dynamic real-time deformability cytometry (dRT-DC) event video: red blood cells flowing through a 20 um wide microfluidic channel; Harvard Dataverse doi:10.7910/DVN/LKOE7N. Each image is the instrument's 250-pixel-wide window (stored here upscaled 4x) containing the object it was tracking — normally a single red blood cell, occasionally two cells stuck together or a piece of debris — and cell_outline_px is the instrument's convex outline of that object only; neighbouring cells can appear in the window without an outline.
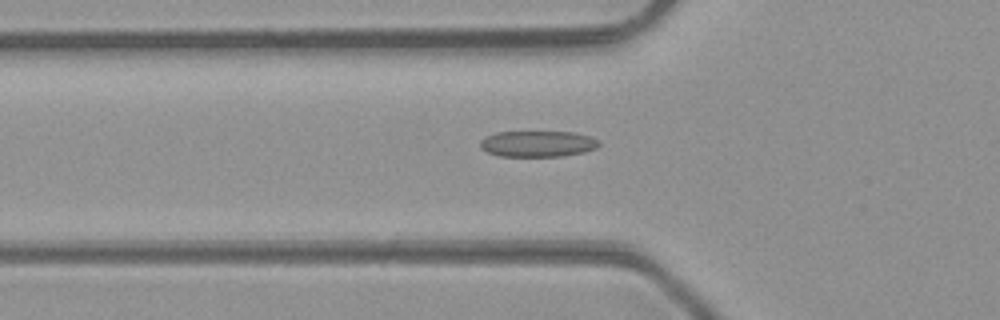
{"species": "common noctule bat (a hibernating species)", "species_latin": "Nyctalus noctula", "temperature_condition": "room temperature", "stored_images_in_passage": 48, "camera_frame_rate_fps": 3000, "um_per_image_px": 0.085, "animal": {"sex": "male", "body_mass_g": 23.1, "forearm_length_mm": 52.7}, "frame": {"image": 1, "passage_image": 17, "time_ms": 5.333, "image_size_px": [1000, 320], "cell_outline_px": [[600, 144], [596, 148], [584, 152], [560, 156], [500, 156], [488, 152], [480, 148], [480, 140], [484, 136], [496, 132], [572, 132], [592, 136], [600, 140]], "centroid_in_image_um": [45.71, 12.21], "position_along_channel_um": 80.1, "area_um2": 18.15}}
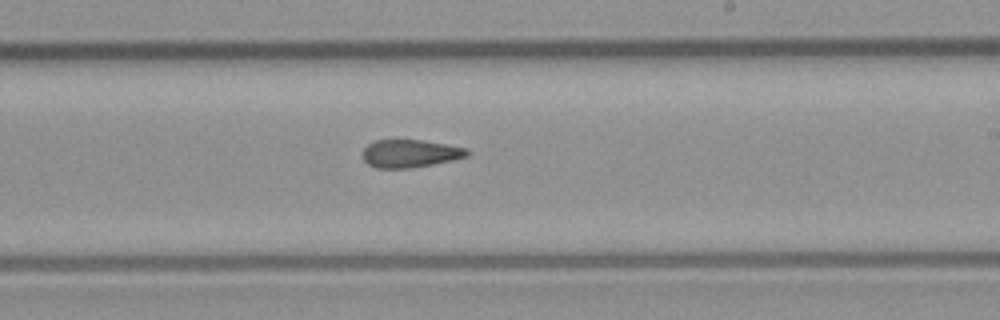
{"frame": {"image": 2, "passage_image": 29, "time_ms": 9.333, "image_size_px": [1000, 320], "cell_outline_px": [[468, 156], [452, 160], [432, 164], [408, 168], [376, 168], [368, 164], [364, 160], [364, 148], [368, 144], [376, 140], [420, 140], [468, 148]], "centroid_in_image_um": [34.85, 13.05], "position_along_channel_um": 254.1, "area_um2": 16.7}}
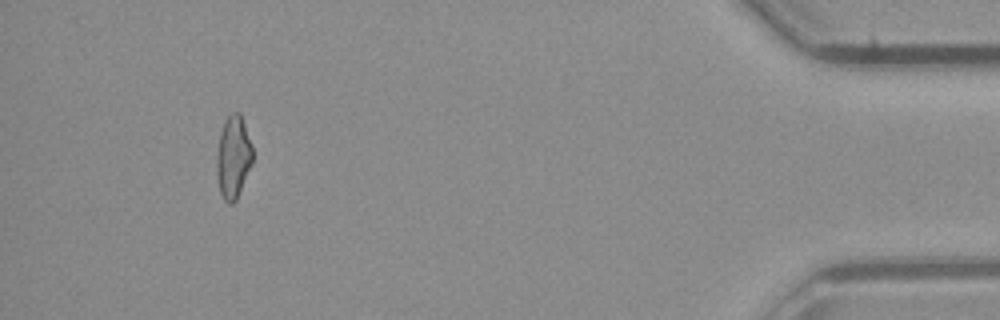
{"frame": {"image": 3, "passage_image": 45, "time_ms": 14.667, "image_size_px": [1000, 320], "cell_outline_px": [[252, 164], [236, 200], [232, 204], [228, 204], [224, 200], [220, 192], [216, 172], [216, 156], [220, 132], [224, 120], [232, 112], [240, 112], [252, 144]], "centroid_in_image_um": [19.82, 13.34], "position_along_channel_um": 415.4, "area_um2": 17.46}, "authors_computed_cell_mechanics": {"area_um2": 17.8602, "velocity_mm_per_s": 4.3182, "shape_relaxation_time_tau1_ms": null, "shape_relaxation_time_tau2_ms": 2.5721, "deformation_change_tau1": null, "deformation_change_tau2": 0.1036}}